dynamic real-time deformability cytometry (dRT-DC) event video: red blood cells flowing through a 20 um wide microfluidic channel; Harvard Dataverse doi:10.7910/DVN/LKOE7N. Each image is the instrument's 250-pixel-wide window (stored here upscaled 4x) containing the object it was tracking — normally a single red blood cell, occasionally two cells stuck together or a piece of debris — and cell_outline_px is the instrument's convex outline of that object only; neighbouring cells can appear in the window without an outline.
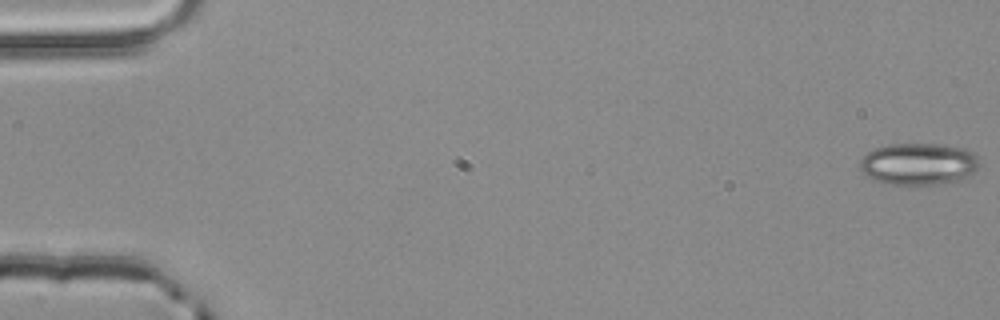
{"species": "common noctule bat (a hibernating species)", "species_latin": "Nyctalus noctula", "temperature_condition": "room temperature", "stored_images_in_passage": 4, "camera_frame_rate_fps": 3000, "um_per_image_px": 0.085, "animal": {"sex": "male", "body_mass_g": 20.4}, "frame": {"image": 1, "passage_image": 1, "time_ms": 0.0, "image_size_px": [1000, 320], "cell_outline_px": [[980, 164], [968, 176], [956, 180], [908, 188], [888, 184], [872, 180], [860, 172], [860, 160], [872, 148], [888, 144], [932, 144], [960, 148], [972, 152], [976, 156]], "centroid_in_image_um": [77.97, 13.97], "position_along_channel_um": 7.0, "area_um2": 29.54}}